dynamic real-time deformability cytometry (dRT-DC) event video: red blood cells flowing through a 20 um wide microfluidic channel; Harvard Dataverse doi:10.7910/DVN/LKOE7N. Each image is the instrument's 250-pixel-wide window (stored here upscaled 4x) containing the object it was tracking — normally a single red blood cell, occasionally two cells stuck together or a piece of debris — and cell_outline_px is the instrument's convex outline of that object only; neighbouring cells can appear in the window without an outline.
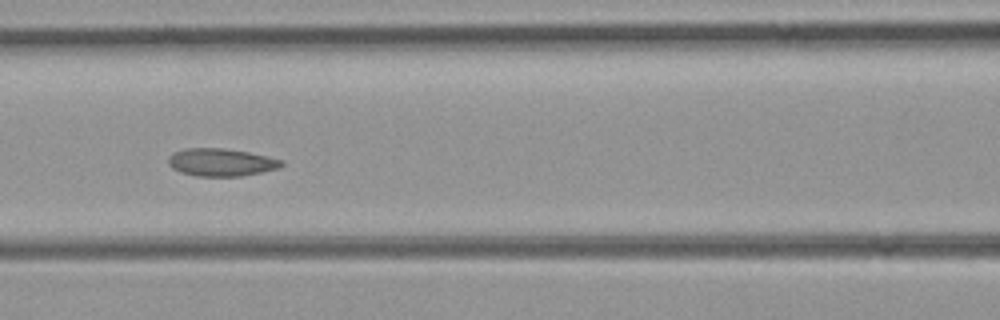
{"species": "common noctule bat (a hibernating species)", "species_latin": "Nyctalus noctula", "temperature_condition": "room temperature", "stored_images_in_passage": 50, "camera_frame_rate_fps": 3000, "um_per_image_px": 0.085, "animal": {"sex": "female", "body_mass_g": 21.9}, "frame": {"image": 1, "passage_image": 22, "time_ms": 7.0, "image_size_px": [1000, 320], "cell_outline_px": [[284, 164], [280, 168], [240, 176], [196, 176], [180, 172], [172, 168], [168, 164], [168, 160], [172, 152], [184, 148], [224, 148], [248, 152], [268, 156], [284, 160]], "centroid_in_image_um": [18.79, 13.79], "position_along_channel_um": 147.8, "area_um2": 18.38}}